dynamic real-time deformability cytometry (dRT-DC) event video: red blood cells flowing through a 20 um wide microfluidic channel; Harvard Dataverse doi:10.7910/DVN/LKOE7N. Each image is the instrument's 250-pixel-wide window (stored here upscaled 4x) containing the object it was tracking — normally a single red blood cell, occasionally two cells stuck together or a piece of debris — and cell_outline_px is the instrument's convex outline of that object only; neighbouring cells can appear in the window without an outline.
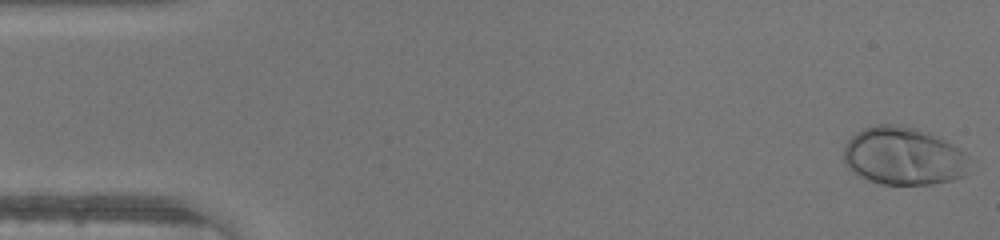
{"species": "human", "species_latin": "Homo sapiens", "temperature_condition": "warm", "stored_images_in_passage": 46, "camera_frame_rate_fps": 3000, "um_per_image_px": 0.085, "donor": {"sex": "male"}, "frame": {"image": 1, "passage_image": 1, "time_ms": 0.0, "image_size_px": [1000, 240], "cell_outline_px": [[964, 152], [960, 176], [952, 180], [932, 184], [880, 184], [860, 176], [852, 172], [848, 168], [844, 160], [844, 144], [856, 132], [864, 128], [876, 124], [896, 124], [916, 128], [928, 132], [960, 148]], "centroid_in_image_um": [76.67, 13.25], "position_along_channel_um": 8.3, "area_um2": 41.67}}
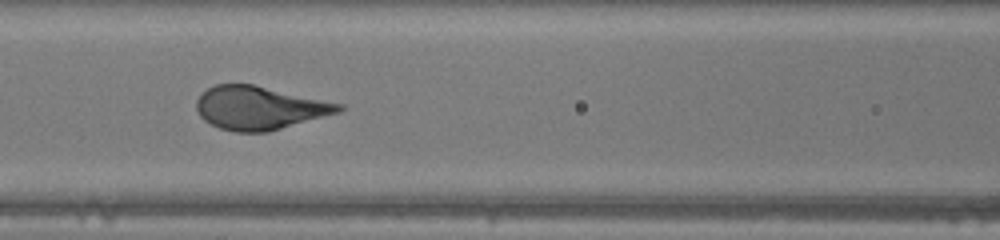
{"frame": {"image": 2, "passage_image": 20, "time_ms": 6.333, "image_size_px": [1000, 240], "cell_outline_px": [[344, 108], [340, 112], [268, 132], [236, 132], [220, 128], [204, 120], [200, 116], [196, 108], [196, 100], [208, 88], [216, 84], [252, 84], [344, 104]], "centroid_in_image_um": [22.07, 9.17], "position_along_channel_um": 144.5, "area_um2": 35.72}}
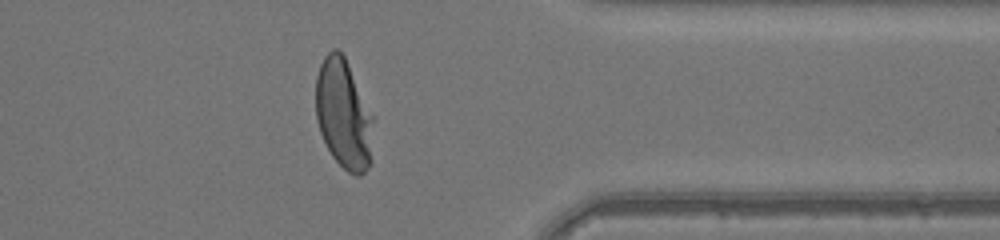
{"frame": {"image": 3, "passage_image": 37, "time_ms": 12.0, "image_size_px": [1000, 240], "cell_outline_px": [[376, 116], [372, 160], [368, 168], [360, 176], [356, 176], [348, 172], [332, 156], [320, 132], [316, 120], [316, 76], [320, 64], [324, 56], [332, 48], [336, 48], [344, 56]], "centroid_in_image_um": [29.27, 9.72], "position_along_channel_um": 382.1, "area_um2": 37.86}}